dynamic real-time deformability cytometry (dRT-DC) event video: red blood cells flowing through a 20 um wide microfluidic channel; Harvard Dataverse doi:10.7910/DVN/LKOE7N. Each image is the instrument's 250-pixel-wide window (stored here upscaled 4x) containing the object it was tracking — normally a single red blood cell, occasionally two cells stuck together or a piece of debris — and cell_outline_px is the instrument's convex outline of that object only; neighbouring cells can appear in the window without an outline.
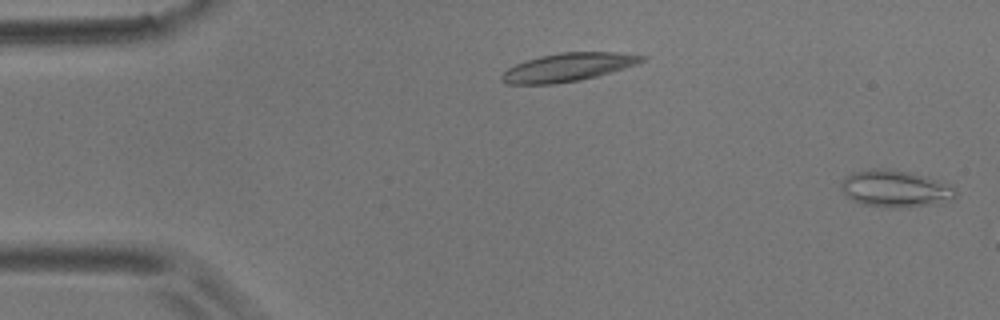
{"species": "common noctule bat (a hibernating species)", "species_latin": "Nyctalus noctula", "temperature_condition": "room temperature", "stored_images_in_passage": 20, "camera_frame_rate_fps": 3000, "um_per_image_px": 0.085, "animal": {"sex": "male", "body_mass_g": 17.9}, "frame": {"image": 1, "passage_image": 1, "time_ms": 0.0, "image_size_px": [1000, 320], "cell_outline_px": [[956, 196], [952, 200], [928, 204], [900, 208], [884, 208], [864, 204], [852, 200], [840, 188], [840, 184], [844, 176], [852, 172], [876, 168], [888, 168], [908, 172], [924, 176], [936, 180], [956, 188]], "centroid_in_image_um": [76.05, 16.03], "position_along_channel_um": 9.0, "area_um2": 24.57}}
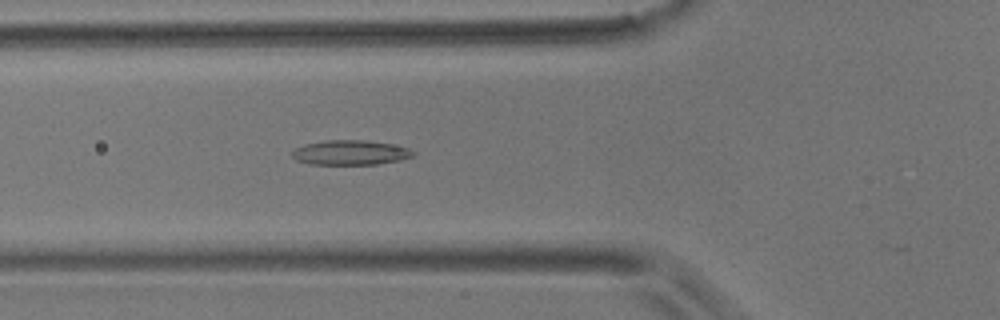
{"frame": {"image": 2, "passage_image": 19, "time_ms": 6.0, "image_size_px": [1000, 320], "cell_outline_px": [[416, 156], [400, 160], [376, 164], [312, 164], [296, 160], [292, 156], [292, 152], [296, 148], [304, 144], [324, 140], [364, 140], [388, 144], [408, 148], [416, 152]], "centroid_in_image_um": [29.79, 12.97], "position_along_channel_um": 96.0, "area_um2": 17.34}}